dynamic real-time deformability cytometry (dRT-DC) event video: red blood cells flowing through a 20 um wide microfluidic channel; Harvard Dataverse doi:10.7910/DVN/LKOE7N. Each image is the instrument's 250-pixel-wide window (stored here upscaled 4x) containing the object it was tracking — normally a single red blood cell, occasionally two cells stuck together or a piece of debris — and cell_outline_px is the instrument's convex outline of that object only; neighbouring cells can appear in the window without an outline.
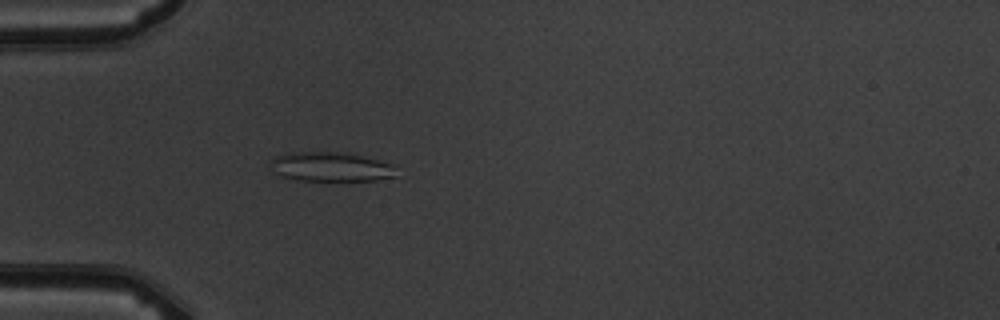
{"species": "common noctule bat (a hibernating species)", "species_latin": "Nyctalus noctula", "temperature_condition": "warm", "stored_images_in_passage": 5, "camera_frame_rate_fps": 3000, "um_per_image_px": 0.085, "animal": {"sex": "male", "body_mass_g": 19.5, "forearm_length_mm": 54.6}, "frame": {"image": 1, "passage_image": 5, "time_ms": 4.333, "image_size_px": [1000, 320], "cell_outline_px": [[396, 176], [376, 180], [296, 180], [280, 176], [268, 164], [268, 160], [276, 156], [292, 152], [336, 152], [360, 156], [392, 164]], "centroid_in_image_um": [28.03, 14.18], "position_along_channel_um": 57.0, "area_um2": 21.21}}